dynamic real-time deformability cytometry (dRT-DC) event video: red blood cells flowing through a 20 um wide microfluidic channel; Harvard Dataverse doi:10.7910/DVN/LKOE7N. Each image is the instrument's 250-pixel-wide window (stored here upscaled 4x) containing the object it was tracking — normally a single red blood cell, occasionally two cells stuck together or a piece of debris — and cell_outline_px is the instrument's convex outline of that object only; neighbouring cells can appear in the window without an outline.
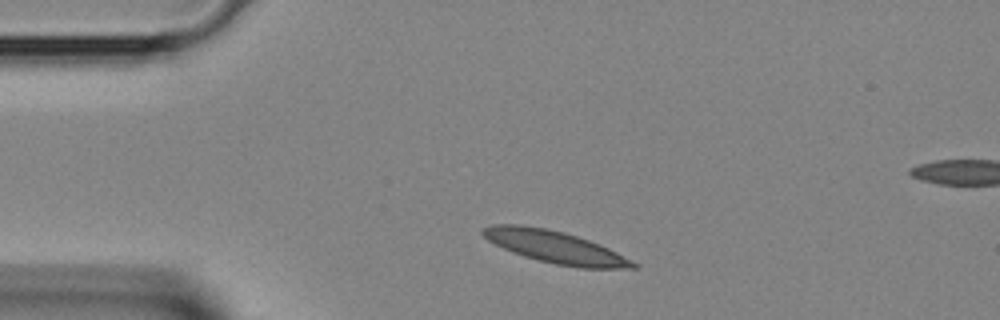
{"species": "Egyptian fruit bat (a non-hibernating species)", "species_latin": "Rousettus aegyptiacus", "temperature_condition": "room temperature", "stored_images_in_passage": 2, "camera_frame_rate_fps": 3000, "um_per_image_px": 0.085, "animal": {"sex": "female"}, "frame": {"image": 1, "passage_image": 1, "time_ms": 0.0, "image_size_px": [1000, 320], "cell_outline_px": [[640, 268], [576, 268], [556, 264], [524, 256], [512, 252], [488, 240], [480, 232], [484, 228], [492, 224], [520, 224], [544, 228], [564, 232], [600, 244], [640, 264]], "centroid_in_image_um": [47.21, 21.0], "position_along_channel_um": 37.8, "area_um2": 28.03}}